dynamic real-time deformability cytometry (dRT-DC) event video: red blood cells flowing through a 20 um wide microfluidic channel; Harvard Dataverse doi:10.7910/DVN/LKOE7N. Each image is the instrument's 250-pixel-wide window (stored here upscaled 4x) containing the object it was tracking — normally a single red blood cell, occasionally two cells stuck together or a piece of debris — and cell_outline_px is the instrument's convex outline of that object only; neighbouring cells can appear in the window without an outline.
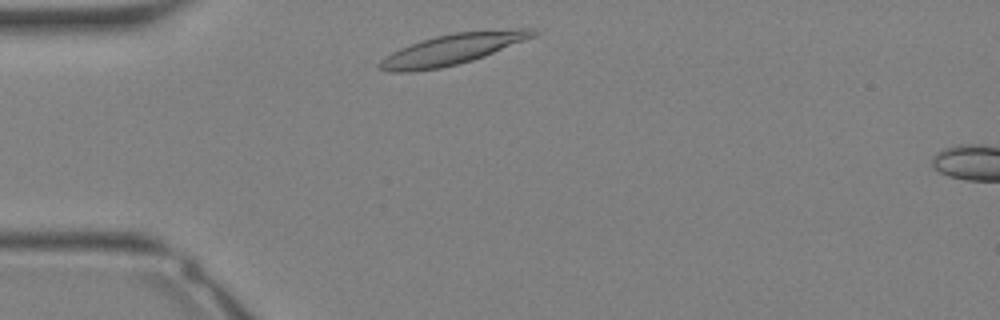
{"species": "Egyptian fruit bat (a non-hibernating species)", "species_latin": "Rousettus aegyptiacus", "temperature_condition": "warm", "stored_images_in_passage": 16, "camera_frame_rate_fps": 3000, "um_per_image_px": 0.085, "animal": {"sex": "female"}, "frame": {"image": 1, "passage_image": 2, "time_ms": 0.333, "image_size_px": [1000, 320], "cell_outline_px": [[540, 32], [536, 36], [484, 56], [472, 60], [440, 68], [408, 72], [388, 72], [380, 68], [376, 64], [384, 56], [400, 48], [420, 40], [436, 36], [456, 32], [520, 28], [532, 28]], "centroid_in_image_um": [38.44, 4.18], "position_along_channel_um": 46.6, "area_um2": 27.46}}
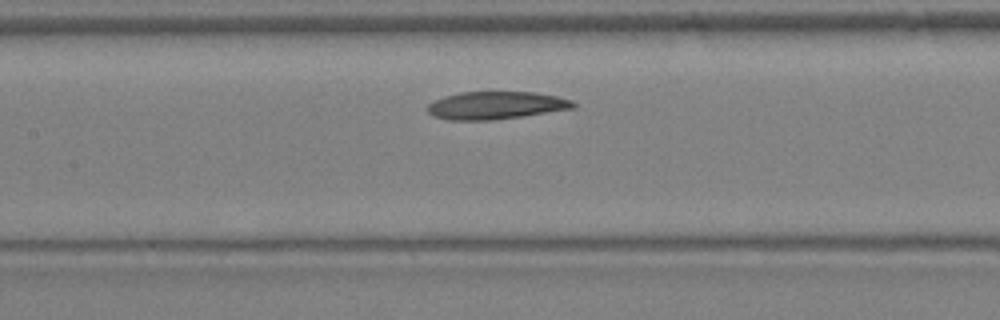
{"frame": {"image": 2, "passage_image": 9, "time_ms": 2.667, "image_size_px": [1000, 320], "cell_outline_px": [[576, 108], [492, 120], [448, 120], [436, 116], [428, 112], [428, 104], [432, 100], [444, 96], [460, 92], [536, 92], [556, 96], [572, 100], [576, 104]], "centroid_in_image_um": [42.15, 8.95], "position_along_channel_um": 165.3, "area_um2": 23.47}}
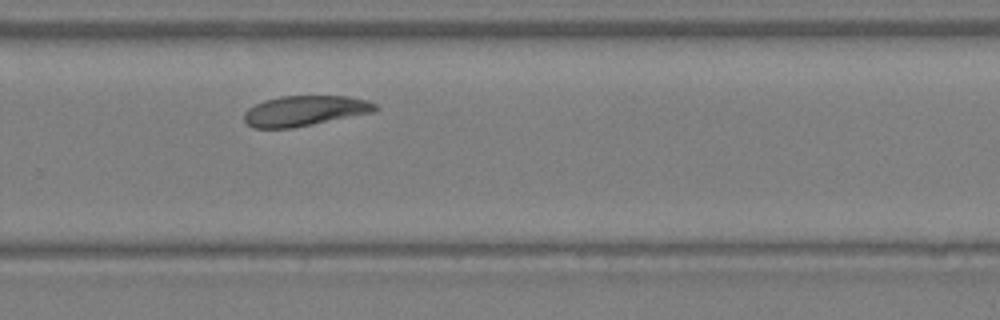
{"frame": {"image": 3, "passage_image": 16, "time_ms": 5.0, "image_size_px": [1000, 320], "cell_outline_px": [[380, 108], [376, 112], [292, 128], [252, 128], [244, 120], [244, 112], [248, 108], [264, 100], [280, 96], [348, 96], [368, 100], [376, 104]], "centroid_in_image_um": [25.94, 9.42], "position_along_channel_um": 303.9, "area_um2": 23.35}}